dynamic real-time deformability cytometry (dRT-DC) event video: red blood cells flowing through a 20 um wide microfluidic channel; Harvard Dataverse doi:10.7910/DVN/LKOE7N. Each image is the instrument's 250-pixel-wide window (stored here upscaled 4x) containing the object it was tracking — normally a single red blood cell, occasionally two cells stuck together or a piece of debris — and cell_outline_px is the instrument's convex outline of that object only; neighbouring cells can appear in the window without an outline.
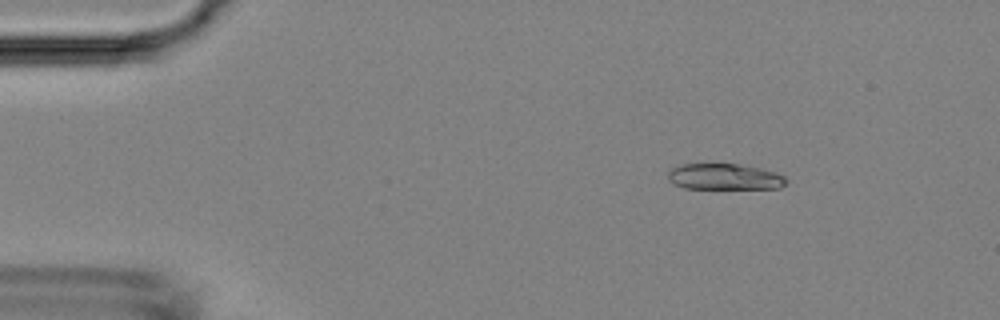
{"species": "Egyptian fruit bat (a non-hibernating species)", "species_latin": "Rousettus aegyptiacus", "temperature_condition": "room temperature", "stored_images_in_passage": 3, "camera_frame_rate_fps": 3000, "um_per_image_px": 0.085, "animal": {"sex": "female"}, "frame": {"image": 1, "passage_image": 2, "time_ms": 1.0, "image_size_px": [1000, 320], "cell_outline_px": [[788, 180], [780, 188], [684, 188], [668, 180], [668, 172], [672, 168], [680, 164], [740, 164], [760, 168], [776, 172], [784, 176]], "centroid_in_image_um": [61.59, 15.02], "position_along_channel_um": 23.4, "area_um2": 17.86}}